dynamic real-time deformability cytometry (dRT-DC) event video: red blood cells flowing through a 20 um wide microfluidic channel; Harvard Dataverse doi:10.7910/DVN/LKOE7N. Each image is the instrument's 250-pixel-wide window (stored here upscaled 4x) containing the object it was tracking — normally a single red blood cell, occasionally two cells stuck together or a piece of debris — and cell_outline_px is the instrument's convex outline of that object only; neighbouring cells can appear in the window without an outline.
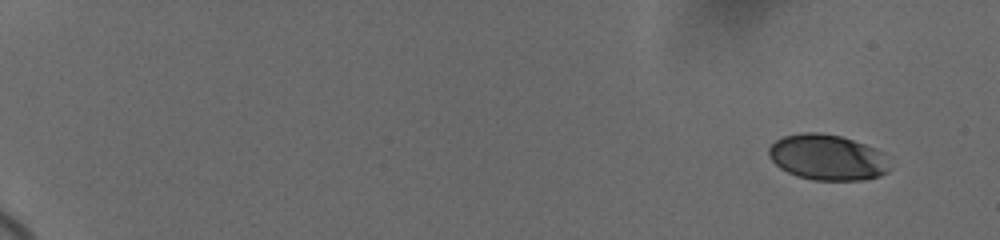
{"species": "human", "species_latin": "Homo sapiens", "temperature_condition": "cold", "stored_images_in_passage": 69, "camera_frame_rate_fps": 3000, "um_per_image_px": 0.085, "donor": {"sex": "female"}, "frame": {"image": 1, "passage_image": 1, "time_ms": 0.0, "image_size_px": [1000, 240], "cell_outline_px": [[892, 168], [888, 172], [880, 176], [860, 180], [812, 180], [788, 172], [780, 168], [768, 156], [768, 148], [776, 140], [784, 136], [800, 132], [820, 132], [840, 136], [876, 148], [884, 152]], "centroid_in_image_um": [70.36, 13.37], "position_along_channel_um": 14.6, "area_um2": 32.43}}
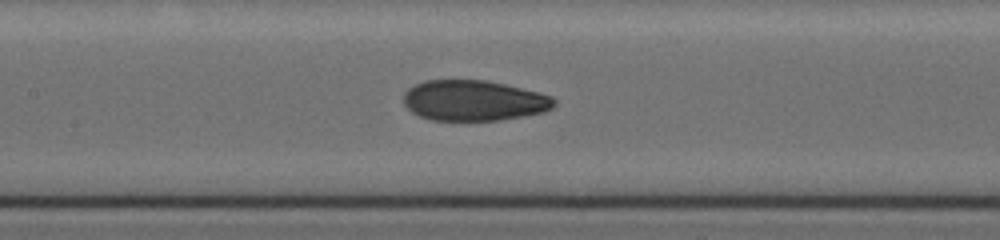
{"frame": {"image": 2, "passage_image": 30, "time_ms": 9.333, "image_size_px": [1000, 240], "cell_outline_px": [[556, 104], [552, 108], [544, 112], [524, 116], [500, 120], [432, 120], [420, 116], [412, 112], [404, 104], [404, 92], [408, 88], [424, 80], [484, 80], [504, 84], [540, 92], [552, 96], [556, 100]], "centroid_in_image_um": [40.29, 8.54], "position_along_channel_um": 167.1, "area_um2": 35.66}}
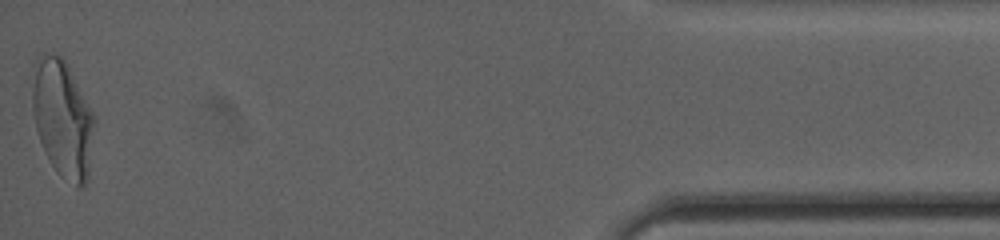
{"frame": {"image": 3, "passage_image": 67, "time_ms": 18.333, "image_size_px": [1000, 240], "cell_outline_px": [[96, 116], [88, 176], [84, 184], [80, 188], [76, 188], [60, 176], [56, 172], [36, 132], [32, 108], [32, 64], [44, 52], [60, 56], [68, 64]], "centroid_in_image_um": [5.32, 10.05], "position_along_channel_um": 429.9, "area_um2": 43.0}, "authors_computed_cell_mechanics": {"area_um2": 36.3562, "velocity_mm_per_s": 3.6809, "shape_relaxation_time_tau1_ms": 4.6056, "shape_relaxation_time_tau2_ms": 1.2818, "deformation_change_tau1": 0.1753, "deformation_change_tau2": 0.0634}}